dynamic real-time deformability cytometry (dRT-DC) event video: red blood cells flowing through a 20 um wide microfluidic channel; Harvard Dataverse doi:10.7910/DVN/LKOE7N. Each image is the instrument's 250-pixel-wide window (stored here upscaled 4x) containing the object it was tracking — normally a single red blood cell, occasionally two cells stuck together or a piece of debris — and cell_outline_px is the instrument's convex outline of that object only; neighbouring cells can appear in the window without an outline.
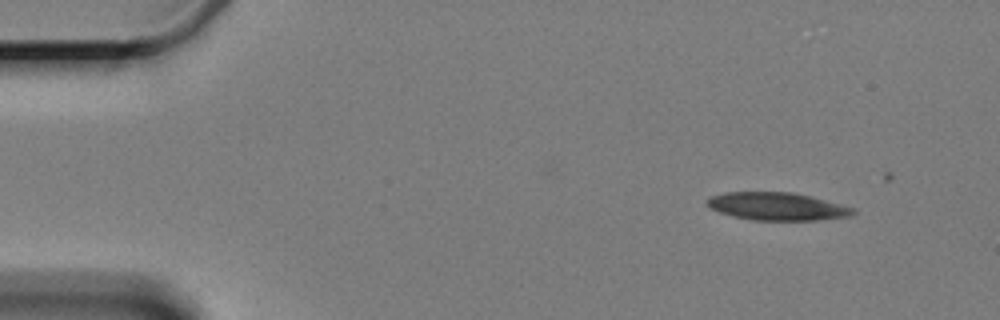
{"species": "Egyptian fruit bat (a non-hibernating species)", "species_latin": "Rousettus aegyptiacus", "temperature_condition": "cold", "stored_images_in_passage": 5, "camera_frame_rate_fps": 3000, "um_per_image_px": 0.085, "animal": {"sex": "female"}, "frame": {"image": 1, "passage_image": 1, "time_ms": 0.0, "image_size_px": [1000, 320], "cell_outline_px": [[856, 212], [852, 216], [816, 220], [752, 220], [732, 216], [720, 212], [704, 204], [712, 196], [724, 192], [792, 192], [856, 208]], "centroid_in_image_um": [66.06, 17.55], "position_along_channel_um": 18.9, "area_um2": 23.52}}
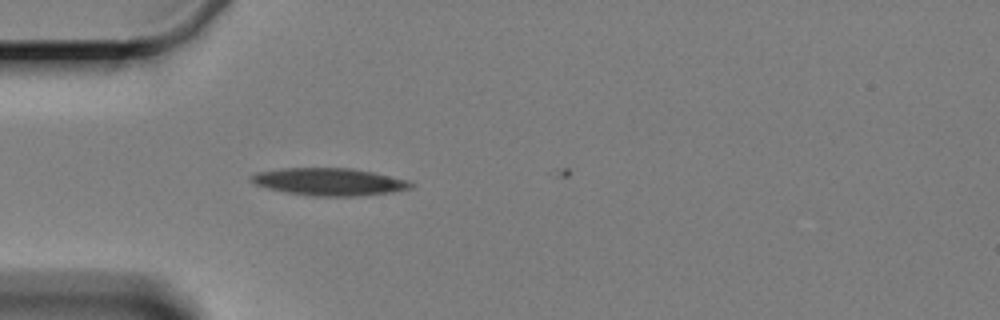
{"frame": {"image": 2, "passage_image": 4, "time_ms": 3.667, "image_size_px": [1000, 320], "cell_outline_px": [[416, 184], [412, 188], [392, 192], [356, 196], [312, 196], [288, 192], [268, 188], [256, 184], [248, 176], [256, 172], [280, 168], [352, 168], [372, 172], [408, 180]], "centroid_in_image_um": [28.0, 15.44], "position_along_channel_um": 57.0, "area_um2": 25.43}}